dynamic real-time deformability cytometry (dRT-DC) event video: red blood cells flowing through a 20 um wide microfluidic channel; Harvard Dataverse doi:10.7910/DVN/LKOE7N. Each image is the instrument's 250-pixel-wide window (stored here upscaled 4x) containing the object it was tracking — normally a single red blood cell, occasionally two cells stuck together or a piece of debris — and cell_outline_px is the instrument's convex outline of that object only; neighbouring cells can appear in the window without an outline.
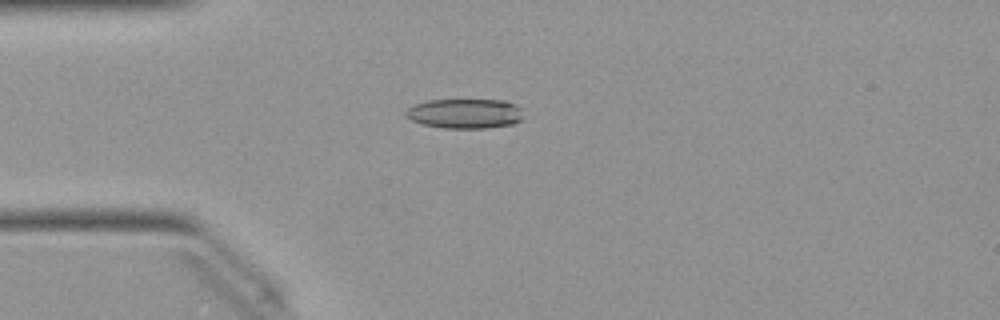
{"species": "Egyptian fruit bat (a non-hibernating species)", "species_latin": "Rousettus aegyptiacus", "temperature_condition": "warm", "stored_images_in_passage": 50, "camera_frame_rate_fps": 3000, "um_per_image_px": 0.085, "animal": {"sex": "female"}, "frame": {"image": 1, "passage_image": 13, "time_ms": 4.0, "image_size_px": [1000, 320], "cell_outline_px": [[524, 108], [520, 120], [512, 124], [488, 128], [444, 128], [424, 124], [412, 120], [404, 116], [404, 112], [412, 104], [428, 100], [504, 100], [516, 104]], "centroid_in_image_um": [39.52, 9.64], "position_along_channel_um": 45.5, "area_um2": 20.58}}
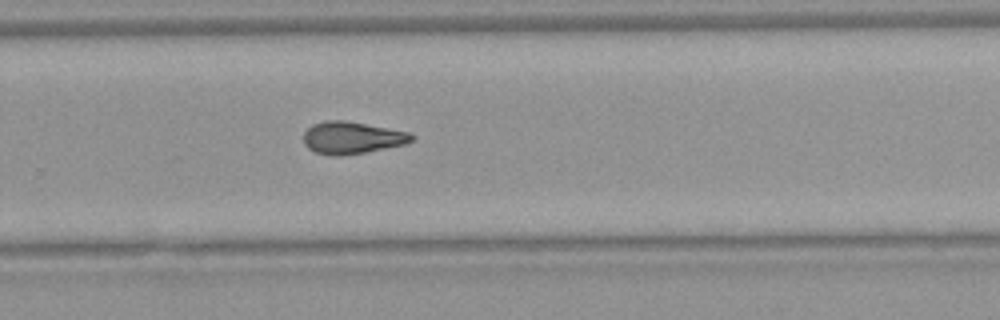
{"frame": {"image": 2, "passage_image": 33, "time_ms": 10.667, "image_size_px": [1000, 320], "cell_outline_px": [[416, 136], [408, 144], [344, 156], [332, 156], [316, 152], [308, 148], [304, 144], [304, 132], [312, 124], [324, 120], [344, 120], [412, 132]], "centroid_in_image_um": [29.95, 11.71], "position_along_channel_um": 299.9, "area_um2": 20.58}}
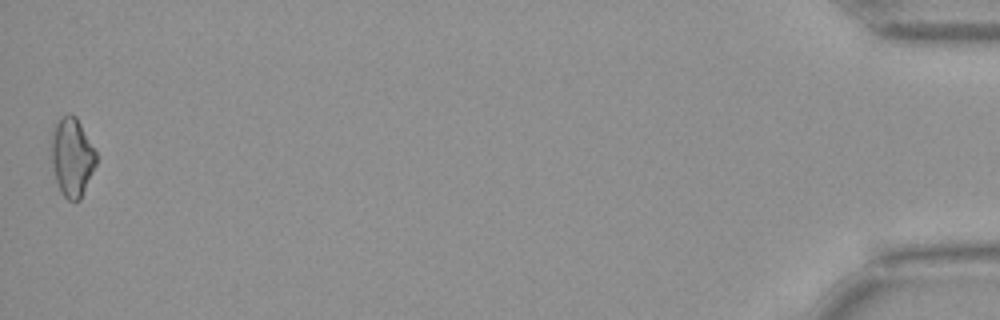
{"frame": {"image": 3, "passage_image": 50, "time_ms": 16.333, "image_size_px": [1000, 320], "cell_outline_px": [[96, 164], [80, 200], [68, 200], [60, 192], [48, 156], [52, 136], [56, 124], [60, 116], [68, 112], [76, 116], [96, 152]], "centroid_in_image_um": [6.08, 13.34], "position_along_channel_um": 429.1, "area_um2": 20.81}}